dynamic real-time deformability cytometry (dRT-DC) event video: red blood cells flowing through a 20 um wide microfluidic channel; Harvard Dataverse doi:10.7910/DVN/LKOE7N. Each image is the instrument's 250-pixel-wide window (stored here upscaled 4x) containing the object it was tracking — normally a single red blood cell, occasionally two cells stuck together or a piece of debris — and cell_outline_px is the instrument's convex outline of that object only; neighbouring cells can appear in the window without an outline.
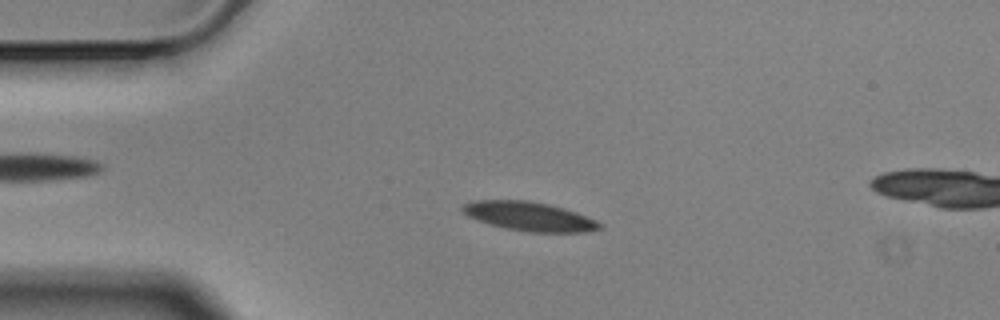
{"species": "Egyptian fruit bat (a non-hibernating species)", "species_latin": "Rousettus aegyptiacus", "temperature_condition": "cold", "stored_images_in_passage": 6, "segment_of_instrument_passage": [1, 2], "camera_frame_rate_fps": 3000, "um_per_image_px": 0.085, "animal": {"sex": "male"}, "frame": {"image": 1, "passage_image": 4, "time_ms": 1.0, "image_size_px": [1000, 320], "cell_outline_px": [[604, 228], [588, 232], [528, 232], [504, 228], [468, 216], [460, 212], [460, 208], [464, 204], [472, 200], [528, 200], [548, 204], [564, 208], [576, 212], [596, 220], [604, 224]], "centroid_in_image_um": [45.02, 18.39], "position_along_channel_um": 40.0, "area_um2": 23.35}}